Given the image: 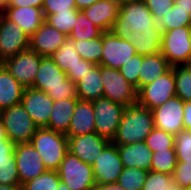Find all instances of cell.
I'll list each match as a JSON object with an SVG mask.
<instances>
[{
    "label": "cell",
    "mask_w": 191,
    "mask_h": 190,
    "mask_svg": "<svg viewBox=\"0 0 191 190\" xmlns=\"http://www.w3.org/2000/svg\"><path fill=\"white\" fill-rule=\"evenodd\" d=\"M142 59V55L136 54L119 69L120 73L136 88L137 91L139 90V72Z\"/></svg>",
    "instance_id": "cell-41"
},
{
    "label": "cell",
    "mask_w": 191,
    "mask_h": 190,
    "mask_svg": "<svg viewBox=\"0 0 191 190\" xmlns=\"http://www.w3.org/2000/svg\"><path fill=\"white\" fill-rule=\"evenodd\" d=\"M14 154L21 186L47 170L32 143L15 145Z\"/></svg>",
    "instance_id": "cell-16"
},
{
    "label": "cell",
    "mask_w": 191,
    "mask_h": 190,
    "mask_svg": "<svg viewBox=\"0 0 191 190\" xmlns=\"http://www.w3.org/2000/svg\"><path fill=\"white\" fill-rule=\"evenodd\" d=\"M77 95L81 100L94 101L103 98L100 65H95L76 83Z\"/></svg>",
    "instance_id": "cell-28"
},
{
    "label": "cell",
    "mask_w": 191,
    "mask_h": 190,
    "mask_svg": "<svg viewBox=\"0 0 191 190\" xmlns=\"http://www.w3.org/2000/svg\"><path fill=\"white\" fill-rule=\"evenodd\" d=\"M148 171L139 168H126L122 170L117 184L125 190H142Z\"/></svg>",
    "instance_id": "cell-36"
},
{
    "label": "cell",
    "mask_w": 191,
    "mask_h": 190,
    "mask_svg": "<svg viewBox=\"0 0 191 190\" xmlns=\"http://www.w3.org/2000/svg\"><path fill=\"white\" fill-rule=\"evenodd\" d=\"M95 65L96 64H94L93 62L80 59L79 64L66 72L67 77L74 83H77L79 80L82 79V76L89 72V70H91V68H93Z\"/></svg>",
    "instance_id": "cell-46"
},
{
    "label": "cell",
    "mask_w": 191,
    "mask_h": 190,
    "mask_svg": "<svg viewBox=\"0 0 191 190\" xmlns=\"http://www.w3.org/2000/svg\"><path fill=\"white\" fill-rule=\"evenodd\" d=\"M0 184L21 185L18 177L16 161L12 164L0 165Z\"/></svg>",
    "instance_id": "cell-45"
},
{
    "label": "cell",
    "mask_w": 191,
    "mask_h": 190,
    "mask_svg": "<svg viewBox=\"0 0 191 190\" xmlns=\"http://www.w3.org/2000/svg\"><path fill=\"white\" fill-rule=\"evenodd\" d=\"M111 3L116 4L117 6L121 7L129 0H109Z\"/></svg>",
    "instance_id": "cell-55"
},
{
    "label": "cell",
    "mask_w": 191,
    "mask_h": 190,
    "mask_svg": "<svg viewBox=\"0 0 191 190\" xmlns=\"http://www.w3.org/2000/svg\"><path fill=\"white\" fill-rule=\"evenodd\" d=\"M24 87L0 64V111L21 103Z\"/></svg>",
    "instance_id": "cell-26"
},
{
    "label": "cell",
    "mask_w": 191,
    "mask_h": 190,
    "mask_svg": "<svg viewBox=\"0 0 191 190\" xmlns=\"http://www.w3.org/2000/svg\"><path fill=\"white\" fill-rule=\"evenodd\" d=\"M78 99L79 98H68L54 101L49 122L45 128L66 135Z\"/></svg>",
    "instance_id": "cell-24"
},
{
    "label": "cell",
    "mask_w": 191,
    "mask_h": 190,
    "mask_svg": "<svg viewBox=\"0 0 191 190\" xmlns=\"http://www.w3.org/2000/svg\"><path fill=\"white\" fill-rule=\"evenodd\" d=\"M92 105L94 108L95 132L112 141L126 106L104 97L92 101Z\"/></svg>",
    "instance_id": "cell-9"
},
{
    "label": "cell",
    "mask_w": 191,
    "mask_h": 190,
    "mask_svg": "<svg viewBox=\"0 0 191 190\" xmlns=\"http://www.w3.org/2000/svg\"><path fill=\"white\" fill-rule=\"evenodd\" d=\"M6 139H8L7 133H6L5 127L3 125V122L0 118V142L5 141Z\"/></svg>",
    "instance_id": "cell-53"
},
{
    "label": "cell",
    "mask_w": 191,
    "mask_h": 190,
    "mask_svg": "<svg viewBox=\"0 0 191 190\" xmlns=\"http://www.w3.org/2000/svg\"><path fill=\"white\" fill-rule=\"evenodd\" d=\"M184 130H191V101L184 102Z\"/></svg>",
    "instance_id": "cell-49"
},
{
    "label": "cell",
    "mask_w": 191,
    "mask_h": 190,
    "mask_svg": "<svg viewBox=\"0 0 191 190\" xmlns=\"http://www.w3.org/2000/svg\"><path fill=\"white\" fill-rule=\"evenodd\" d=\"M136 54V50L129 40L119 38L112 31L103 32L101 65L120 69L124 63Z\"/></svg>",
    "instance_id": "cell-15"
},
{
    "label": "cell",
    "mask_w": 191,
    "mask_h": 190,
    "mask_svg": "<svg viewBox=\"0 0 191 190\" xmlns=\"http://www.w3.org/2000/svg\"><path fill=\"white\" fill-rule=\"evenodd\" d=\"M191 10H183L177 4H173L163 18L158 22L160 30L166 32L178 27L189 26Z\"/></svg>",
    "instance_id": "cell-32"
},
{
    "label": "cell",
    "mask_w": 191,
    "mask_h": 190,
    "mask_svg": "<svg viewBox=\"0 0 191 190\" xmlns=\"http://www.w3.org/2000/svg\"><path fill=\"white\" fill-rule=\"evenodd\" d=\"M32 88L46 92L54 101L78 98L76 83L49 56L41 58Z\"/></svg>",
    "instance_id": "cell-1"
},
{
    "label": "cell",
    "mask_w": 191,
    "mask_h": 190,
    "mask_svg": "<svg viewBox=\"0 0 191 190\" xmlns=\"http://www.w3.org/2000/svg\"><path fill=\"white\" fill-rule=\"evenodd\" d=\"M171 67L161 52L143 56L139 72V89L164 75Z\"/></svg>",
    "instance_id": "cell-25"
},
{
    "label": "cell",
    "mask_w": 191,
    "mask_h": 190,
    "mask_svg": "<svg viewBox=\"0 0 191 190\" xmlns=\"http://www.w3.org/2000/svg\"><path fill=\"white\" fill-rule=\"evenodd\" d=\"M161 39L160 27H151V30L132 32L129 41L133 44L137 54L146 56L160 52Z\"/></svg>",
    "instance_id": "cell-27"
},
{
    "label": "cell",
    "mask_w": 191,
    "mask_h": 190,
    "mask_svg": "<svg viewBox=\"0 0 191 190\" xmlns=\"http://www.w3.org/2000/svg\"><path fill=\"white\" fill-rule=\"evenodd\" d=\"M100 75L104 98L126 107L137 103L136 88L125 79L119 69L100 65Z\"/></svg>",
    "instance_id": "cell-8"
},
{
    "label": "cell",
    "mask_w": 191,
    "mask_h": 190,
    "mask_svg": "<svg viewBox=\"0 0 191 190\" xmlns=\"http://www.w3.org/2000/svg\"><path fill=\"white\" fill-rule=\"evenodd\" d=\"M0 118L5 127L7 138L17 144L31 143L38 126L21 103L0 111Z\"/></svg>",
    "instance_id": "cell-5"
},
{
    "label": "cell",
    "mask_w": 191,
    "mask_h": 190,
    "mask_svg": "<svg viewBox=\"0 0 191 190\" xmlns=\"http://www.w3.org/2000/svg\"><path fill=\"white\" fill-rule=\"evenodd\" d=\"M160 52L171 66L190 65L191 31L188 26L162 32Z\"/></svg>",
    "instance_id": "cell-6"
},
{
    "label": "cell",
    "mask_w": 191,
    "mask_h": 190,
    "mask_svg": "<svg viewBox=\"0 0 191 190\" xmlns=\"http://www.w3.org/2000/svg\"><path fill=\"white\" fill-rule=\"evenodd\" d=\"M94 118L92 101L78 99L66 136L69 138L95 132Z\"/></svg>",
    "instance_id": "cell-21"
},
{
    "label": "cell",
    "mask_w": 191,
    "mask_h": 190,
    "mask_svg": "<svg viewBox=\"0 0 191 190\" xmlns=\"http://www.w3.org/2000/svg\"><path fill=\"white\" fill-rule=\"evenodd\" d=\"M159 27L147 7L145 0H129L120 7L119 16L111 31L123 40H129L132 32L151 30Z\"/></svg>",
    "instance_id": "cell-3"
},
{
    "label": "cell",
    "mask_w": 191,
    "mask_h": 190,
    "mask_svg": "<svg viewBox=\"0 0 191 190\" xmlns=\"http://www.w3.org/2000/svg\"><path fill=\"white\" fill-rule=\"evenodd\" d=\"M77 9H69V11L56 12L51 15H44V21L50 26L61 31L63 34L69 36L74 28L78 17Z\"/></svg>",
    "instance_id": "cell-33"
},
{
    "label": "cell",
    "mask_w": 191,
    "mask_h": 190,
    "mask_svg": "<svg viewBox=\"0 0 191 190\" xmlns=\"http://www.w3.org/2000/svg\"><path fill=\"white\" fill-rule=\"evenodd\" d=\"M177 162L191 163V130H181L174 136Z\"/></svg>",
    "instance_id": "cell-39"
},
{
    "label": "cell",
    "mask_w": 191,
    "mask_h": 190,
    "mask_svg": "<svg viewBox=\"0 0 191 190\" xmlns=\"http://www.w3.org/2000/svg\"><path fill=\"white\" fill-rule=\"evenodd\" d=\"M175 76L176 96L184 102L191 101V65L171 67Z\"/></svg>",
    "instance_id": "cell-34"
},
{
    "label": "cell",
    "mask_w": 191,
    "mask_h": 190,
    "mask_svg": "<svg viewBox=\"0 0 191 190\" xmlns=\"http://www.w3.org/2000/svg\"><path fill=\"white\" fill-rule=\"evenodd\" d=\"M54 63L65 73L80 63L81 55L75 49V46L69 38L59 47L56 52L50 56Z\"/></svg>",
    "instance_id": "cell-30"
},
{
    "label": "cell",
    "mask_w": 191,
    "mask_h": 190,
    "mask_svg": "<svg viewBox=\"0 0 191 190\" xmlns=\"http://www.w3.org/2000/svg\"><path fill=\"white\" fill-rule=\"evenodd\" d=\"M117 147L124 167L150 171L153 152L147 147L145 141L117 145Z\"/></svg>",
    "instance_id": "cell-22"
},
{
    "label": "cell",
    "mask_w": 191,
    "mask_h": 190,
    "mask_svg": "<svg viewBox=\"0 0 191 190\" xmlns=\"http://www.w3.org/2000/svg\"><path fill=\"white\" fill-rule=\"evenodd\" d=\"M83 11L96 27L106 32L111 31L119 16L120 7L109 0H98Z\"/></svg>",
    "instance_id": "cell-23"
},
{
    "label": "cell",
    "mask_w": 191,
    "mask_h": 190,
    "mask_svg": "<svg viewBox=\"0 0 191 190\" xmlns=\"http://www.w3.org/2000/svg\"><path fill=\"white\" fill-rule=\"evenodd\" d=\"M189 30L191 31V19H190V22H189Z\"/></svg>",
    "instance_id": "cell-59"
},
{
    "label": "cell",
    "mask_w": 191,
    "mask_h": 190,
    "mask_svg": "<svg viewBox=\"0 0 191 190\" xmlns=\"http://www.w3.org/2000/svg\"><path fill=\"white\" fill-rule=\"evenodd\" d=\"M56 190H70V188L68 187V185L60 181V184Z\"/></svg>",
    "instance_id": "cell-56"
},
{
    "label": "cell",
    "mask_w": 191,
    "mask_h": 190,
    "mask_svg": "<svg viewBox=\"0 0 191 190\" xmlns=\"http://www.w3.org/2000/svg\"><path fill=\"white\" fill-rule=\"evenodd\" d=\"M174 96H176L175 76L171 68L164 75L137 91V103L152 110Z\"/></svg>",
    "instance_id": "cell-10"
},
{
    "label": "cell",
    "mask_w": 191,
    "mask_h": 190,
    "mask_svg": "<svg viewBox=\"0 0 191 190\" xmlns=\"http://www.w3.org/2000/svg\"><path fill=\"white\" fill-rule=\"evenodd\" d=\"M69 9H76L75 0H44L42 5L43 15L69 11Z\"/></svg>",
    "instance_id": "cell-43"
},
{
    "label": "cell",
    "mask_w": 191,
    "mask_h": 190,
    "mask_svg": "<svg viewBox=\"0 0 191 190\" xmlns=\"http://www.w3.org/2000/svg\"><path fill=\"white\" fill-rule=\"evenodd\" d=\"M94 190H125V189L119 186L117 183H109L103 185H96Z\"/></svg>",
    "instance_id": "cell-50"
},
{
    "label": "cell",
    "mask_w": 191,
    "mask_h": 190,
    "mask_svg": "<svg viewBox=\"0 0 191 190\" xmlns=\"http://www.w3.org/2000/svg\"><path fill=\"white\" fill-rule=\"evenodd\" d=\"M111 141L96 132L68 138V152L81 161L93 165L100 153Z\"/></svg>",
    "instance_id": "cell-17"
},
{
    "label": "cell",
    "mask_w": 191,
    "mask_h": 190,
    "mask_svg": "<svg viewBox=\"0 0 191 190\" xmlns=\"http://www.w3.org/2000/svg\"><path fill=\"white\" fill-rule=\"evenodd\" d=\"M177 164L175 149L156 151L152 154L151 171L172 174Z\"/></svg>",
    "instance_id": "cell-35"
},
{
    "label": "cell",
    "mask_w": 191,
    "mask_h": 190,
    "mask_svg": "<svg viewBox=\"0 0 191 190\" xmlns=\"http://www.w3.org/2000/svg\"><path fill=\"white\" fill-rule=\"evenodd\" d=\"M174 184L172 174L148 171L142 190H168Z\"/></svg>",
    "instance_id": "cell-40"
},
{
    "label": "cell",
    "mask_w": 191,
    "mask_h": 190,
    "mask_svg": "<svg viewBox=\"0 0 191 190\" xmlns=\"http://www.w3.org/2000/svg\"><path fill=\"white\" fill-rule=\"evenodd\" d=\"M60 184L57 171L46 170L40 176L25 182L22 190H56Z\"/></svg>",
    "instance_id": "cell-37"
},
{
    "label": "cell",
    "mask_w": 191,
    "mask_h": 190,
    "mask_svg": "<svg viewBox=\"0 0 191 190\" xmlns=\"http://www.w3.org/2000/svg\"><path fill=\"white\" fill-rule=\"evenodd\" d=\"M31 143L39 152L45 168L57 171L68 152V137L42 127L36 130Z\"/></svg>",
    "instance_id": "cell-4"
},
{
    "label": "cell",
    "mask_w": 191,
    "mask_h": 190,
    "mask_svg": "<svg viewBox=\"0 0 191 190\" xmlns=\"http://www.w3.org/2000/svg\"><path fill=\"white\" fill-rule=\"evenodd\" d=\"M7 6V0H0V11L2 12Z\"/></svg>",
    "instance_id": "cell-58"
},
{
    "label": "cell",
    "mask_w": 191,
    "mask_h": 190,
    "mask_svg": "<svg viewBox=\"0 0 191 190\" xmlns=\"http://www.w3.org/2000/svg\"><path fill=\"white\" fill-rule=\"evenodd\" d=\"M2 13L13 22H16L23 31L31 37L44 22L42 8L34 6L5 7Z\"/></svg>",
    "instance_id": "cell-20"
},
{
    "label": "cell",
    "mask_w": 191,
    "mask_h": 190,
    "mask_svg": "<svg viewBox=\"0 0 191 190\" xmlns=\"http://www.w3.org/2000/svg\"><path fill=\"white\" fill-rule=\"evenodd\" d=\"M67 39V35L44 21L41 27L29 38V49L40 56L50 57Z\"/></svg>",
    "instance_id": "cell-19"
},
{
    "label": "cell",
    "mask_w": 191,
    "mask_h": 190,
    "mask_svg": "<svg viewBox=\"0 0 191 190\" xmlns=\"http://www.w3.org/2000/svg\"><path fill=\"white\" fill-rule=\"evenodd\" d=\"M145 143L153 153L166 149H175L174 135L158 128H154L151 131V133L146 137Z\"/></svg>",
    "instance_id": "cell-38"
},
{
    "label": "cell",
    "mask_w": 191,
    "mask_h": 190,
    "mask_svg": "<svg viewBox=\"0 0 191 190\" xmlns=\"http://www.w3.org/2000/svg\"><path fill=\"white\" fill-rule=\"evenodd\" d=\"M172 176L174 184L189 188L191 186V163L177 162Z\"/></svg>",
    "instance_id": "cell-42"
},
{
    "label": "cell",
    "mask_w": 191,
    "mask_h": 190,
    "mask_svg": "<svg viewBox=\"0 0 191 190\" xmlns=\"http://www.w3.org/2000/svg\"><path fill=\"white\" fill-rule=\"evenodd\" d=\"M14 148L15 144L9 139L0 142V165L15 162Z\"/></svg>",
    "instance_id": "cell-47"
},
{
    "label": "cell",
    "mask_w": 191,
    "mask_h": 190,
    "mask_svg": "<svg viewBox=\"0 0 191 190\" xmlns=\"http://www.w3.org/2000/svg\"><path fill=\"white\" fill-rule=\"evenodd\" d=\"M174 3L183 10H191V0H174Z\"/></svg>",
    "instance_id": "cell-52"
},
{
    "label": "cell",
    "mask_w": 191,
    "mask_h": 190,
    "mask_svg": "<svg viewBox=\"0 0 191 190\" xmlns=\"http://www.w3.org/2000/svg\"><path fill=\"white\" fill-rule=\"evenodd\" d=\"M95 184L117 183L124 166L117 145L110 142L92 165Z\"/></svg>",
    "instance_id": "cell-14"
},
{
    "label": "cell",
    "mask_w": 191,
    "mask_h": 190,
    "mask_svg": "<svg viewBox=\"0 0 191 190\" xmlns=\"http://www.w3.org/2000/svg\"><path fill=\"white\" fill-rule=\"evenodd\" d=\"M103 31L96 27L91 20L86 17L83 10L78 11V17L69 39L76 40H89L96 37H100Z\"/></svg>",
    "instance_id": "cell-31"
},
{
    "label": "cell",
    "mask_w": 191,
    "mask_h": 190,
    "mask_svg": "<svg viewBox=\"0 0 191 190\" xmlns=\"http://www.w3.org/2000/svg\"><path fill=\"white\" fill-rule=\"evenodd\" d=\"M29 36L3 13L0 14V64L29 49Z\"/></svg>",
    "instance_id": "cell-11"
},
{
    "label": "cell",
    "mask_w": 191,
    "mask_h": 190,
    "mask_svg": "<svg viewBox=\"0 0 191 190\" xmlns=\"http://www.w3.org/2000/svg\"><path fill=\"white\" fill-rule=\"evenodd\" d=\"M60 181L70 190H94L96 187L92 165L67 152L57 169Z\"/></svg>",
    "instance_id": "cell-7"
},
{
    "label": "cell",
    "mask_w": 191,
    "mask_h": 190,
    "mask_svg": "<svg viewBox=\"0 0 191 190\" xmlns=\"http://www.w3.org/2000/svg\"><path fill=\"white\" fill-rule=\"evenodd\" d=\"M145 2L157 22L170 11L174 4V0H145Z\"/></svg>",
    "instance_id": "cell-44"
},
{
    "label": "cell",
    "mask_w": 191,
    "mask_h": 190,
    "mask_svg": "<svg viewBox=\"0 0 191 190\" xmlns=\"http://www.w3.org/2000/svg\"><path fill=\"white\" fill-rule=\"evenodd\" d=\"M44 0H7L6 7H26L34 6L37 8H42Z\"/></svg>",
    "instance_id": "cell-48"
},
{
    "label": "cell",
    "mask_w": 191,
    "mask_h": 190,
    "mask_svg": "<svg viewBox=\"0 0 191 190\" xmlns=\"http://www.w3.org/2000/svg\"><path fill=\"white\" fill-rule=\"evenodd\" d=\"M155 128L152 110L138 103L127 106L111 141L115 145H128L145 141Z\"/></svg>",
    "instance_id": "cell-2"
},
{
    "label": "cell",
    "mask_w": 191,
    "mask_h": 190,
    "mask_svg": "<svg viewBox=\"0 0 191 190\" xmlns=\"http://www.w3.org/2000/svg\"><path fill=\"white\" fill-rule=\"evenodd\" d=\"M54 100L40 90L28 87L24 89L21 104L38 128L46 127L49 122Z\"/></svg>",
    "instance_id": "cell-18"
},
{
    "label": "cell",
    "mask_w": 191,
    "mask_h": 190,
    "mask_svg": "<svg viewBox=\"0 0 191 190\" xmlns=\"http://www.w3.org/2000/svg\"><path fill=\"white\" fill-rule=\"evenodd\" d=\"M155 128L176 135L184 129V101L177 96L152 109Z\"/></svg>",
    "instance_id": "cell-13"
},
{
    "label": "cell",
    "mask_w": 191,
    "mask_h": 190,
    "mask_svg": "<svg viewBox=\"0 0 191 190\" xmlns=\"http://www.w3.org/2000/svg\"><path fill=\"white\" fill-rule=\"evenodd\" d=\"M0 190H22L21 185H1L0 184Z\"/></svg>",
    "instance_id": "cell-54"
},
{
    "label": "cell",
    "mask_w": 191,
    "mask_h": 190,
    "mask_svg": "<svg viewBox=\"0 0 191 190\" xmlns=\"http://www.w3.org/2000/svg\"><path fill=\"white\" fill-rule=\"evenodd\" d=\"M168 190H185V188H183L177 184H173Z\"/></svg>",
    "instance_id": "cell-57"
},
{
    "label": "cell",
    "mask_w": 191,
    "mask_h": 190,
    "mask_svg": "<svg viewBox=\"0 0 191 190\" xmlns=\"http://www.w3.org/2000/svg\"><path fill=\"white\" fill-rule=\"evenodd\" d=\"M72 40L75 49L81 58L93 62L96 65H101V56L103 53V33L100 37L89 40Z\"/></svg>",
    "instance_id": "cell-29"
},
{
    "label": "cell",
    "mask_w": 191,
    "mask_h": 190,
    "mask_svg": "<svg viewBox=\"0 0 191 190\" xmlns=\"http://www.w3.org/2000/svg\"><path fill=\"white\" fill-rule=\"evenodd\" d=\"M42 57L27 49L4 60L1 64L24 88H28L32 87Z\"/></svg>",
    "instance_id": "cell-12"
},
{
    "label": "cell",
    "mask_w": 191,
    "mask_h": 190,
    "mask_svg": "<svg viewBox=\"0 0 191 190\" xmlns=\"http://www.w3.org/2000/svg\"><path fill=\"white\" fill-rule=\"evenodd\" d=\"M98 0H75L76 2V9L77 10H83L84 8L89 7L93 3H95Z\"/></svg>",
    "instance_id": "cell-51"
}]
</instances>
